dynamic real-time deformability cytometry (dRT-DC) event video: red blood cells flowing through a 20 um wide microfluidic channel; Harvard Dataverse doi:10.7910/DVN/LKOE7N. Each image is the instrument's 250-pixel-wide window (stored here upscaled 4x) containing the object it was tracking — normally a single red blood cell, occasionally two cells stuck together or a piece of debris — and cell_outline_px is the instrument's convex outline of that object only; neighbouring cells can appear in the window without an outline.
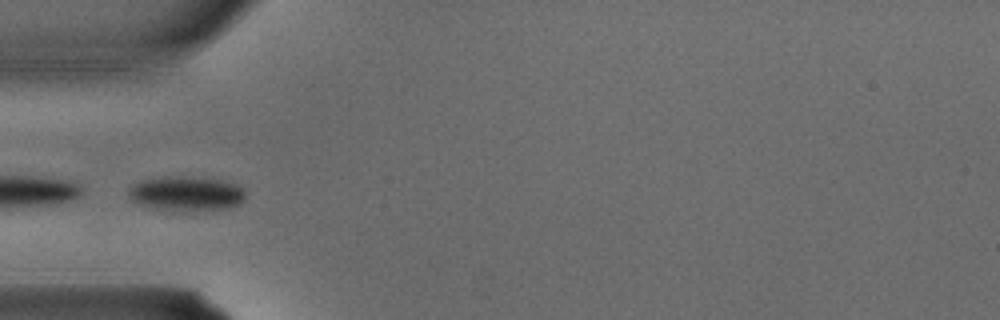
{"species": "common noctule bat (a hibernating species)", "species_latin": "Nyctalus noctula", "temperature_condition": "warm", "stored_images_in_passage": 3, "camera_frame_rate_fps": 3000, "um_per_image_px": 0.085, "animal": {"sex": "male", "body_mass_g": 15.6}, "frame": {"image": 1, "passage_image": 3, "time_ms": 0.667, "image_size_px": [1000, 320], "cell_outline_px": [[244, 200], [240, 204], [232, 208], [180, 212], [172, 212], [148, 208], [132, 200], [128, 196], [128, 188], [132, 184], [144, 180], [164, 176], [184, 176], [220, 180], [236, 184], [244, 188]], "centroid_in_image_um": [15.81, 16.48], "position_along_channel_um": 69.2, "area_um2": 24.22}}